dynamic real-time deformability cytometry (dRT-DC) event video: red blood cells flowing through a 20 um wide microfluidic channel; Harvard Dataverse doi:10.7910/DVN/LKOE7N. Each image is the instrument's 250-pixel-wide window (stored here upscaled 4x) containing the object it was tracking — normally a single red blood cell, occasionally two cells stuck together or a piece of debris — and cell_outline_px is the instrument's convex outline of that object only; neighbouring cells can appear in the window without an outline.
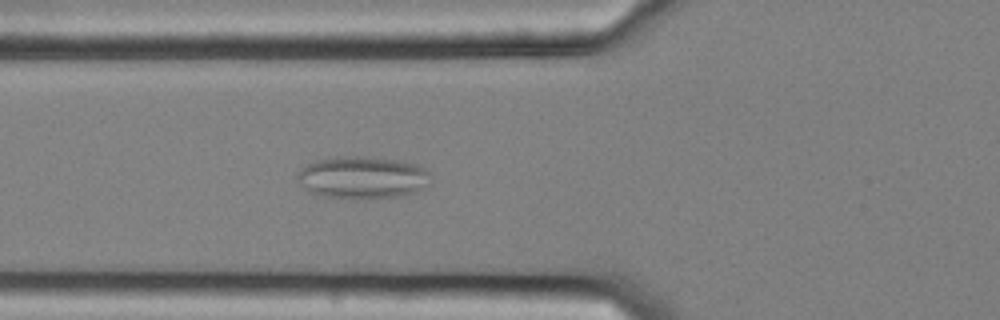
{"species": "common noctule bat (a hibernating species)", "species_latin": "Nyctalus noctula", "temperature_condition": "cold", "stored_images_in_passage": 50, "camera_frame_rate_fps": 3000, "um_per_image_px": 0.085, "animal": {"sex": "female", "body_mass_g": 25.1}, "frame": {"image": 1, "passage_image": 15, "time_ms": 4.667, "image_size_px": [1000, 320], "cell_outline_px": [[432, 184], [416, 192], [400, 196], [328, 196], [308, 192], [296, 180], [296, 176], [300, 168], [316, 160], [336, 156], [356, 156], [396, 160], [416, 164], [424, 168], [428, 172]], "centroid_in_image_um": [30.81, 15.05], "position_along_channel_um": 95.0, "area_um2": 32.25}, "authors_computed_cell_mechanics": {"area_um2": 29.0734, "velocity_mm_per_s": 3.6058, "shape_relaxation_time_tau1_ms": null, "shape_relaxation_time_tau2_ms": 2.4425, "deformation_change_tau1": null, "deformation_change_tau2": 0.0733}}